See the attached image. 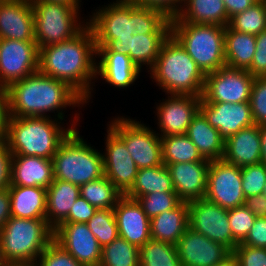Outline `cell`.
<instances>
[{
	"mask_svg": "<svg viewBox=\"0 0 266 266\" xmlns=\"http://www.w3.org/2000/svg\"><path fill=\"white\" fill-rule=\"evenodd\" d=\"M137 6L154 8L174 18L182 8L185 0H129ZM180 6V7H179Z\"/></svg>",
	"mask_w": 266,
	"mask_h": 266,
	"instance_id": "49",
	"label": "cell"
},
{
	"mask_svg": "<svg viewBox=\"0 0 266 266\" xmlns=\"http://www.w3.org/2000/svg\"><path fill=\"white\" fill-rule=\"evenodd\" d=\"M223 160L239 167L261 163L260 126L253 124L229 137L224 144Z\"/></svg>",
	"mask_w": 266,
	"mask_h": 266,
	"instance_id": "25",
	"label": "cell"
},
{
	"mask_svg": "<svg viewBox=\"0 0 266 266\" xmlns=\"http://www.w3.org/2000/svg\"><path fill=\"white\" fill-rule=\"evenodd\" d=\"M137 34H171V18L163 11L136 5Z\"/></svg>",
	"mask_w": 266,
	"mask_h": 266,
	"instance_id": "39",
	"label": "cell"
},
{
	"mask_svg": "<svg viewBox=\"0 0 266 266\" xmlns=\"http://www.w3.org/2000/svg\"><path fill=\"white\" fill-rule=\"evenodd\" d=\"M11 216L27 219H45L47 189L9 185Z\"/></svg>",
	"mask_w": 266,
	"mask_h": 266,
	"instance_id": "29",
	"label": "cell"
},
{
	"mask_svg": "<svg viewBox=\"0 0 266 266\" xmlns=\"http://www.w3.org/2000/svg\"><path fill=\"white\" fill-rule=\"evenodd\" d=\"M99 266H140L139 248L118 236L102 247Z\"/></svg>",
	"mask_w": 266,
	"mask_h": 266,
	"instance_id": "37",
	"label": "cell"
},
{
	"mask_svg": "<svg viewBox=\"0 0 266 266\" xmlns=\"http://www.w3.org/2000/svg\"><path fill=\"white\" fill-rule=\"evenodd\" d=\"M0 39L35 42L34 15L30 0L0 2Z\"/></svg>",
	"mask_w": 266,
	"mask_h": 266,
	"instance_id": "21",
	"label": "cell"
},
{
	"mask_svg": "<svg viewBox=\"0 0 266 266\" xmlns=\"http://www.w3.org/2000/svg\"><path fill=\"white\" fill-rule=\"evenodd\" d=\"M242 189L245 198L262 194L266 183V164L241 167Z\"/></svg>",
	"mask_w": 266,
	"mask_h": 266,
	"instance_id": "43",
	"label": "cell"
},
{
	"mask_svg": "<svg viewBox=\"0 0 266 266\" xmlns=\"http://www.w3.org/2000/svg\"><path fill=\"white\" fill-rule=\"evenodd\" d=\"M232 254L236 257L239 266H266V248L239 243Z\"/></svg>",
	"mask_w": 266,
	"mask_h": 266,
	"instance_id": "46",
	"label": "cell"
},
{
	"mask_svg": "<svg viewBox=\"0 0 266 266\" xmlns=\"http://www.w3.org/2000/svg\"><path fill=\"white\" fill-rule=\"evenodd\" d=\"M87 225L102 247L119 236L113 209H98Z\"/></svg>",
	"mask_w": 266,
	"mask_h": 266,
	"instance_id": "40",
	"label": "cell"
},
{
	"mask_svg": "<svg viewBox=\"0 0 266 266\" xmlns=\"http://www.w3.org/2000/svg\"><path fill=\"white\" fill-rule=\"evenodd\" d=\"M247 246L266 248V218H257L246 239L241 243Z\"/></svg>",
	"mask_w": 266,
	"mask_h": 266,
	"instance_id": "50",
	"label": "cell"
},
{
	"mask_svg": "<svg viewBox=\"0 0 266 266\" xmlns=\"http://www.w3.org/2000/svg\"><path fill=\"white\" fill-rule=\"evenodd\" d=\"M39 69V48L36 42L0 39V86L22 80Z\"/></svg>",
	"mask_w": 266,
	"mask_h": 266,
	"instance_id": "14",
	"label": "cell"
},
{
	"mask_svg": "<svg viewBox=\"0 0 266 266\" xmlns=\"http://www.w3.org/2000/svg\"><path fill=\"white\" fill-rule=\"evenodd\" d=\"M108 127L124 142L138 169L163 165L161 137L141 121L122 116L112 119Z\"/></svg>",
	"mask_w": 266,
	"mask_h": 266,
	"instance_id": "9",
	"label": "cell"
},
{
	"mask_svg": "<svg viewBox=\"0 0 266 266\" xmlns=\"http://www.w3.org/2000/svg\"><path fill=\"white\" fill-rule=\"evenodd\" d=\"M79 115L75 113V119L67 129L57 118L9 116L4 141L12 155L52 159L61 142L72 130L78 129Z\"/></svg>",
	"mask_w": 266,
	"mask_h": 266,
	"instance_id": "3",
	"label": "cell"
},
{
	"mask_svg": "<svg viewBox=\"0 0 266 266\" xmlns=\"http://www.w3.org/2000/svg\"><path fill=\"white\" fill-rule=\"evenodd\" d=\"M96 55L94 35L87 25L70 40L39 48L38 71L66 82L88 103L93 91L91 82L98 79Z\"/></svg>",
	"mask_w": 266,
	"mask_h": 266,
	"instance_id": "1",
	"label": "cell"
},
{
	"mask_svg": "<svg viewBox=\"0 0 266 266\" xmlns=\"http://www.w3.org/2000/svg\"><path fill=\"white\" fill-rule=\"evenodd\" d=\"M12 154L4 140L0 141V189L8 188L10 184Z\"/></svg>",
	"mask_w": 266,
	"mask_h": 266,
	"instance_id": "51",
	"label": "cell"
},
{
	"mask_svg": "<svg viewBox=\"0 0 266 266\" xmlns=\"http://www.w3.org/2000/svg\"><path fill=\"white\" fill-rule=\"evenodd\" d=\"M200 111L208 123L219 131L224 141L241 129L255 124L249 102L207 103L201 99Z\"/></svg>",
	"mask_w": 266,
	"mask_h": 266,
	"instance_id": "19",
	"label": "cell"
},
{
	"mask_svg": "<svg viewBox=\"0 0 266 266\" xmlns=\"http://www.w3.org/2000/svg\"><path fill=\"white\" fill-rule=\"evenodd\" d=\"M244 205L257 218H266V197L263 194L245 198Z\"/></svg>",
	"mask_w": 266,
	"mask_h": 266,
	"instance_id": "53",
	"label": "cell"
},
{
	"mask_svg": "<svg viewBox=\"0 0 266 266\" xmlns=\"http://www.w3.org/2000/svg\"><path fill=\"white\" fill-rule=\"evenodd\" d=\"M249 103L254 123L258 126L266 125V77L254 79Z\"/></svg>",
	"mask_w": 266,
	"mask_h": 266,
	"instance_id": "45",
	"label": "cell"
},
{
	"mask_svg": "<svg viewBox=\"0 0 266 266\" xmlns=\"http://www.w3.org/2000/svg\"><path fill=\"white\" fill-rule=\"evenodd\" d=\"M46 219L10 217L0 230V247L7 264H35L53 241Z\"/></svg>",
	"mask_w": 266,
	"mask_h": 266,
	"instance_id": "5",
	"label": "cell"
},
{
	"mask_svg": "<svg viewBox=\"0 0 266 266\" xmlns=\"http://www.w3.org/2000/svg\"><path fill=\"white\" fill-rule=\"evenodd\" d=\"M204 198L225 209L244 205L241 167L223 159L210 161Z\"/></svg>",
	"mask_w": 266,
	"mask_h": 266,
	"instance_id": "13",
	"label": "cell"
},
{
	"mask_svg": "<svg viewBox=\"0 0 266 266\" xmlns=\"http://www.w3.org/2000/svg\"><path fill=\"white\" fill-rule=\"evenodd\" d=\"M98 58L96 75L117 88H126L139 77L141 70L123 52H111L106 46H96Z\"/></svg>",
	"mask_w": 266,
	"mask_h": 266,
	"instance_id": "23",
	"label": "cell"
},
{
	"mask_svg": "<svg viewBox=\"0 0 266 266\" xmlns=\"http://www.w3.org/2000/svg\"><path fill=\"white\" fill-rule=\"evenodd\" d=\"M228 26L235 31L258 35L266 30V5L259 0L245 11L230 18Z\"/></svg>",
	"mask_w": 266,
	"mask_h": 266,
	"instance_id": "38",
	"label": "cell"
},
{
	"mask_svg": "<svg viewBox=\"0 0 266 266\" xmlns=\"http://www.w3.org/2000/svg\"><path fill=\"white\" fill-rule=\"evenodd\" d=\"M262 163L266 164V125L260 126Z\"/></svg>",
	"mask_w": 266,
	"mask_h": 266,
	"instance_id": "56",
	"label": "cell"
},
{
	"mask_svg": "<svg viewBox=\"0 0 266 266\" xmlns=\"http://www.w3.org/2000/svg\"><path fill=\"white\" fill-rule=\"evenodd\" d=\"M113 211L120 237L138 248L151 239L150 219L137 200L123 195Z\"/></svg>",
	"mask_w": 266,
	"mask_h": 266,
	"instance_id": "20",
	"label": "cell"
},
{
	"mask_svg": "<svg viewBox=\"0 0 266 266\" xmlns=\"http://www.w3.org/2000/svg\"><path fill=\"white\" fill-rule=\"evenodd\" d=\"M103 154L72 130L53 155L54 180L82 186L104 175Z\"/></svg>",
	"mask_w": 266,
	"mask_h": 266,
	"instance_id": "6",
	"label": "cell"
},
{
	"mask_svg": "<svg viewBox=\"0 0 266 266\" xmlns=\"http://www.w3.org/2000/svg\"><path fill=\"white\" fill-rule=\"evenodd\" d=\"M228 218L234 241L237 244L242 243L254 225L255 215L242 205L228 209Z\"/></svg>",
	"mask_w": 266,
	"mask_h": 266,
	"instance_id": "42",
	"label": "cell"
},
{
	"mask_svg": "<svg viewBox=\"0 0 266 266\" xmlns=\"http://www.w3.org/2000/svg\"><path fill=\"white\" fill-rule=\"evenodd\" d=\"M186 135L203 158L210 161L223 159L225 141L220 137L219 131L208 123L200 110L193 117Z\"/></svg>",
	"mask_w": 266,
	"mask_h": 266,
	"instance_id": "30",
	"label": "cell"
},
{
	"mask_svg": "<svg viewBox=\"0 0 266 266\" xmlns=\"http://www.w3.org/2000/svg\"><path fill=\"white\" fill-rule=\"evenodd\" d=\"M210 160L174 163L167 167L171 174L174 191L182 202L205 197Z\"/></svg>",
	"mask_w": 266,
	"mask_h": 266,
	"instance_id": "22",
	"label": "cell"
},
{
	"mask_svg": "<svg viewBox=\"0 0 266 266\" xmlns=\"http://www.w3.org/2000/svg\"><path fill=\"white\" fill-rule=\"evenodd\" d=\"M53 240L83 266H99L102 246L87 223H62L54 229Z\"/></svg>",
	"mask_w": 266,
	"mask_h": 266,
	"instance_id": "15",
	"label": "cell"
},
{
	"mask_svg": "<svg viewBox=\"0 0 266 266\" xmlns=\"http://www.w3.org/2000/svg\"><path fill=\"white\" fill-rule=\"evenodd\" d=\"M80 196L97 209H114L123 194L103 175L80 186Z\"/></svg>",
	"mask_w": 266,
	"mask_h": 266,
	"instance_id": "35",
	"label": "cell"
},
{
	"mask_svg": "<svg viewBox=\"0 0 266 266\" xmlns=\"http://www.w3.org/2000/svg\"><path fill=\"white\" fill-rule=\"evenodd\" d=\"M34 38L38 48L70 40L88 24L80 20L79 5L31 1Z\"/></svg>",
	"mask_w": 266,
	"mask_h": 266,
	"instance_id": "8",
	"label": "cell"
},
{
	"mask_svg": "<svg viewBox=\"0 0 266 266\" xmlns=\"http://www.w3.org/2000/svg\"><path fill=\"white\" fill-rule=\"evenodd\" d=\"M256 52V35L232 30L225 27L226 66L246 70L251 67Z\"/></svg>",
	"mask_w": 266,
	"mask_h": 266,
	"instance_id": "32",
	"label": "cell"
},
{
	"mask_svg": "<svg viewBox=\"0 0 266 266\" xmlns=\"http://www.w3.org/2000/svg\"><path fill=\"white\" fill-rule=\"evenodd\" d=\"M230 20L235 14L245 11L253 6L259 0H222Z\"/></svg>",
	"mask_w": 266,
	"mask_h": 266,
	"instance_id": "54",
	"label": "cell"
},
{
	"mask_svg": "<svg viewBox=\"0 0 266 266\" xmlns=\"http://www.w3.org/2000/svg\"><path fill=\"white\" fill-rule=\"evenodd\" d=\"M254 79L246 70L221 67L205 75L202 100L230 104L249 102Z\"/></svg>",
	"mask_w": 266,
	"mask_h": 266,
	"instance_id": "11",
	"label": "cell"
},
{
	"mask_svg": "<svg viewBox=\"0 0 266 266\" xmlns=\"http://www.w3.org/2000/svg\"><path fill=\"white\" fill-rule=\"evenodd\" d=\"M7 263L4 261L3 256H2V251L0 247V266H6Z\"/></svg>",
	"mask_w": 266,
	"mask_h": 266,
	"instance_id": "59",
	"label": "cell"
},
{
	"mask_svg": "<svg viewBox=\"0 0 266 266\" xmlns=\"http://www.w3.org/2000/svg\"><path fill=\"white\" fill-rule=\"evenodd\" d=\"M176 247L182 266H215L232 254L222 244L190 228L180 237Z\"/></svg>",
	"mask_w": 266,
	"mask_h": 266,
	"instance_id": "18",
	"label": "cell"
},
{
	"mask_svg": "<svg viewBox=\"0 0 266 266\" xmlns=\"http://www.w3.org/2000/svg\"><path fill=\"white\" fill-rule=\"evenodd\" d=\"M171 35L206 75L226 66L225 27L171 22Z\"/></svg>",
	"mask_w": 266,
	"mask_h": 266,
	"instance_id": "7",
	"label": "cell"
},
{
	"mask_svg": "<svg viewBox=\"0 0 266 266\" xmlns=\"http://www.w3.org/2000/svg\"><path fill=\"white\" fill-rule=\"evenodd\" d=\"M106 148L103 156L104 175L125 195L134 184L138 167L124 142L107 129Z\"/></svg>",
	"mask_w": 266,
	"mask_h": 266,
	"instance_id": "16",
	"label": "cell"
},
{
	"mask_svg": "<svg viewBox=\"0 0 266 266\" xmlns=\"http://www.w3.org/2000/svg\"><path fill=\"white\" fill-rule=\"evenodd\" d=\"M215 266H239V264H238L236 257L233 254H231L223 262H221Z\"/></svg>",
	"mask_w": 266,
	"mask_h": 266,
	"instance_id": "57",
	"label": "cell"
},
{
	"mask_svg": "<svg viewBox=\"0 0 266 266\" xmlns=\"http://www.w3.org/2000/svg\"><path fill=\"white\" fill-rule=\"evenodd\" d=\"M6 266H36V264H7Z\"/></svg>",
	"mask_w": 266,
	"mask_h": 266,
	"instance_id": "60",
	"label": "cell"
},
{
	"mask_svg": "<svg viewBox=\"0 0 266 266\" xmlns=\"http://www.w3.org/2000/svg\"><path fill=\"white\" fill-rule=\"evenodd\" d=\"M36 266H83L54 240L43 250Z\"/></svg>",
	"mask_w": 266,
	"mask_h": 266,
	"instance_id": "44",
	"label": "cell"
},
{
	"mask_svg": "<svg viewBox=\"0 0 266 266\" xmlns=\"http://www.w3.org/2000/svg\"><path fill=\"white\" fill-rule=\"evenodd\" d=\"M262 194L266 197V183H265V186L263 188Z\"/></svg>",
	"mask_w": 266,
	"mask_h": 266,
	"instance_id": "61",
	"label": "cell"
},
{
	"mask_svg": "<svg viewBox=\"0 0 266 266\" xmlns=\"http://www.w3.org/2000/svg\"><path fill=\"white\" fill-rule=\"evenodd\" d=\"M135 200L141 205L149 219L165 211L173 210L182 202L176 192H153L145 196L136 197Z\"/></svg>",
	"mask_w": 266,
	"mask_h": 266,
	"instance_id": "41",
	"label": "cell"
},
{
	"mask_svg": "<svg viewBox=\"0 0 266 266\" xmlns=\"http://www.w3.org/2000/svg\"><path fill=\"white\" fill-rule=\"evenodd\" d=\"M30 1H45L50 3H61L67 5H80V0H30Z\"/></svg>",
	"mask_w": 266,
	"mask_h": 266,
	"instance_id": "58",
	"label": "cell"
},
{
	"mask_svg": "<svg viewBox=\"0 0 266 266\" xmlns=\"http://www.w3.org/2000/svg\"><path fill=\"white\" fill-rule=\"evenodd\" d=\"M9 116L50 117L47 112L57 111V119H64L63 108L86 104L85 99L69 84L44 75L39 71L7 88ZM77 105V106H76Z\"/></svg>",
	"mask_w": 266,
	"mask_h": 266,
	"instance_id": "2",
	"label": "cell"
},
{
	"mask_svg": "<svg viewBox=\"0 0 266 266\" xmlns=\"http://www.w3.org/2000/svg\"><path fill=\"white\" fill-rule=\"evenodd\" d=\"M63 223H87L98 210L83 197H78Z\"/></svg>",
	"mask_w": 266,
	"mask_h": 266,
	"instance_id": "48",
	"label": "cell"
},
{
	"mask_svg": "<svg viewBox=\"0 0 266 266\" xmlns=\"http://www.w3.org/2000/svg\"><path fill=\"white\" fill-rule=\"evenodd\" d=\"M78 197L80 187L67 181L54 180L47 188L45 219L53 230L67 219Z\"/></svg>",
	"mask_w": 266,
	"mask_h": 266,
	"instance_id": "27",
	"label": "cell"
},
{
	"mask_svg": "<svg viewBox=\"0 0 266 266\" xmlns=\"http://www.w3.org/2000/svg\"><path fill=\"white\" fill-rule=\"evenodd\" d=\"M53 181L52 159L12 155L9 185L43 187L47 189Z\"/></svg>",
	"mask_w": 266,
	"mask_h": 266,
	"instance_id": "24",
	"label": "cell"
},
{
	"mask_svg": "<svg viewBox=\"0 0 266 266\" xmlns=\"http://www.w3.org/2000/svg\"><path fill=\"white\" fill-rule=\"evenodd\" d=\"M248 72L254 78L266 77V30L256 35V52Z\"/></svg>",
	"mask_w": 266,
	"mask_h": 266,
	"instance_id": "47",
	"label": "cell"
},
{
	"mask_svg": "<svg viewBox=\"0 0 266 266\" xmlns=\"http://www.w3.org/2000/svg\"><path fill=\"white\" fill-rule=\"evenodd\" d=\"M153 192H175L170 171L164 164L138 169L134 184L125 196L135 199Z\"/></svg>",
	"mask_w": 266,
	"mask_h": 266,
	"instance_id": "33",
	"label": "cell"
},
{
	"mask_svg": "<svg viewBox=\"0 0 266 266\" xmlns=\"http://www.w3.org/2000/svg\"><path fill=\"white\" fill-rule=\"evenodd\" d=\"M170 34H133V37L111 40L106 47L111 52H123L142 70V65L151 69L159 56L163 42ZM145 64V65H144Z\"/></svg>",
	"mask_w": 266,
	"mask_h": 266,
	"instance_id": "26",
	"label": "cell"
},
{
	"mask_svg": "<svg viewBox=\"0 0 266 266\" xmlns=\"http://www.w3.org/2000/svg\"><path fill=\"white\" fill-rule=\"evenodd\" d=\"M150 225L152 239L176 245L189 228L188 202H181L173 210L150 219Z\"/></svg>",
	"mask_w": 266,
	"mask_h": 266,
	"instance_id": "31",
	"label": "cell"
},
{
	"mask_svg": "<svg viewBox=\"0 0 266 266\" xmlns=\"http://www.w3.org/2000/svg\"><path fill=\"white\" fill-rule=\"evenodd\" d=\"M11 217L9 188L0 189V230Z\"/></svg>",
	"mask_w": 266,
	"mask_h": 266,
	"instance_id": "55",
	"label": "cell"
},
{
	"mask_svg": "<svg viewBox=\"0 0 266 266\" xmlns=\"http://www.w3.org/2000/svg\"><path fill=\"white\" fill-rule=\"evenodd\" d=\"M189 228L208 239L222 244L231 252L238 245L229 224L228 209L205 198L188 202Z\"/></svg>",
	"mask_w": 266,
	"mask_h": 266,
	"instance_id": "12",
	"label": "cell"
},
{
	"mask_svg": "<svg viewBox=\"0 0 266 266\" xmlns=\"http://www.w3.org/2000/svg\"><path fill=\"white\" fill-rule=\"evenodd\" d=\"M171 22L191 24H214L226 27L228 15L222 0H185L178 14Z\"/></svg>",
	"mask_w": 266,
	"mask_h": 266,
	"instance_id": "28",
	"label": "cell"
},
{
	"mask_svg": "<svg viewBox=\"0 0 266 266\" xmlns=\"http://www.w3.org/2000/svg\"><path fill=\"white\" fill-rule=\"evenodd\" d=\"M8 120V94L6 88L0 86V141L4 140L6 137Z\"/></svg>",
	"mask_w": 266,
	"mask_h": 266,
	"instance_id": "52",
	"label": "cell"
},
{
	"mask_svg": "<svg viewBox=\"0 0 266 266\" xmlns=\"http://www.w3.org/2000/svg\"><path fill=\"white\" fill-rule=\"evenodd\" d=\"M149 71L150 78L167 95L201 97L203 94L205 74L171 34L163 42L159 56Z\"/></svg>",
	"mask_w": 266,
	"mask_h": 266,
	"instance_id": "4",
	"label": "cell"
},
{
	"mask_svg": "<svg viewBox=\"0 0 266 266\" xmlns=\"http://www.w3.org/2000/svg\"><path fill=\"white\" fill-rule=\"evenodd\" d=\"M95 11L87 24L93 32L96 46H106L111 40L126 39L136 34V4L129 0H116Z\"/></svg>",
	"mask_w": 266,
	"mask_h": 266,
	"instance_id": "10",
	"label": "cell"
},
{
	"mask_svg": "<svg viewBox=\"0 0 266 266\" xmlns=\"http://www.w3.org/2000/svg\"><path fill=\"white\" fill-rule=\"evenodd\" d=\"M162 160L168 166L174 163L202 161L204 158L197 147L186 135H170L161 137Z\"/></svg>",
	"mask_w": 266,
	"mask_h": 266,
	"instance_id": "34",
	"label": "cell"
},
{
	"mask_svg": "<svg viewBox=\"0 0 266 266\" xmlns=\"http://www.w3.org/2000/svg\"><path fill=\"white\" fill-rule=\"evenodd\" d=\"M140 266H182L176 245L150 239L139 248Z\"/></svg>",
	"mask_w": 266,
	"mask_h": 266,
	"instance_id": "36",
	"label": "cell"
},
{
	"mask_svg": "<svg viewBox=\"0 0 266 266\" xmlns=\"http://www.w3.org/2000/svg\"><path fill=\"white\" fill-rule=\"evenodd\" d=\"M201 99L194 95H168V99L160 102L156 106L159 136L186 134L193 117L200 110Z\"/></svg>",
	"mask_w": 266,
	"mask_h": 266,
	"instance_id": "17",
	"label": "cell"
}]
</instances>
